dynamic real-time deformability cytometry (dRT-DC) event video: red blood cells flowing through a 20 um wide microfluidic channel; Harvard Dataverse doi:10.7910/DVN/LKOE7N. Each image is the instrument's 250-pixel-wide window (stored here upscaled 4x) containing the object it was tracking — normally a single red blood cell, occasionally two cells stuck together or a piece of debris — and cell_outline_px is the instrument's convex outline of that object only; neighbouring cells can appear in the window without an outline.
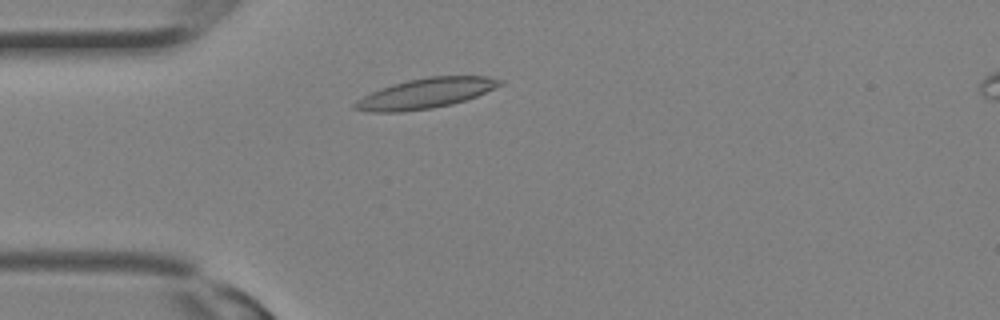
{"species": "Egyptian fruit bat (a non-hibernating species)", "species_latin": "Rousettus aegyptiacus", "temperature_condition": "room temperature", "stored_images_in_passage": 4, "camera_frame_rate_fps": 3000, "um_per_image_px": 0.085, "animal": {"sex": "female"}, "frame": {"image": 1, "passage_image": 1, "time_ms": 0.0, "image_size_px": [1000, 320], "cell_outline_px": [[504, 84], [476, 96], [452, 104], [432, 108], [404, 112], [364, 112], [352, 108], [352, 104], [356, 100], [380, 88], [392, 84], [408, 80], [428, 76], [488, 76], [504, 80]], "centroid_in_image_um": [36.16, 7.94], "position_along_channel_um": 48.8, "area_um2": 25.61}}
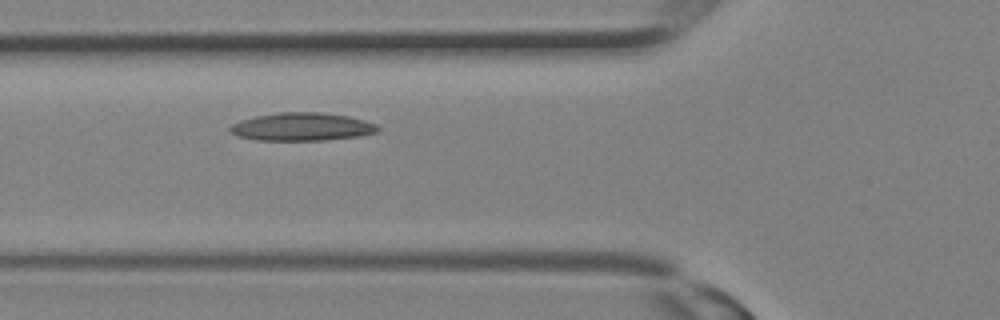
{"frame": {"image": 2, "passage_image": 4, "time_ms": 1.0, "image_size_px": [1000, 320], "cell_outline_px": [[380, 128], [376, 132], [360, 136], [324, 140], [256, 140], [236, 136], [228, 128], [232, 124], [240, 120], [256, 116], [276, 112], [320, 112], [348, 116], [364, 120], [376, 124]], "centroid_in_image_um": [25.65, 10.77], "position_along_channel_um": 100.2, "area_um2": 24.16}}